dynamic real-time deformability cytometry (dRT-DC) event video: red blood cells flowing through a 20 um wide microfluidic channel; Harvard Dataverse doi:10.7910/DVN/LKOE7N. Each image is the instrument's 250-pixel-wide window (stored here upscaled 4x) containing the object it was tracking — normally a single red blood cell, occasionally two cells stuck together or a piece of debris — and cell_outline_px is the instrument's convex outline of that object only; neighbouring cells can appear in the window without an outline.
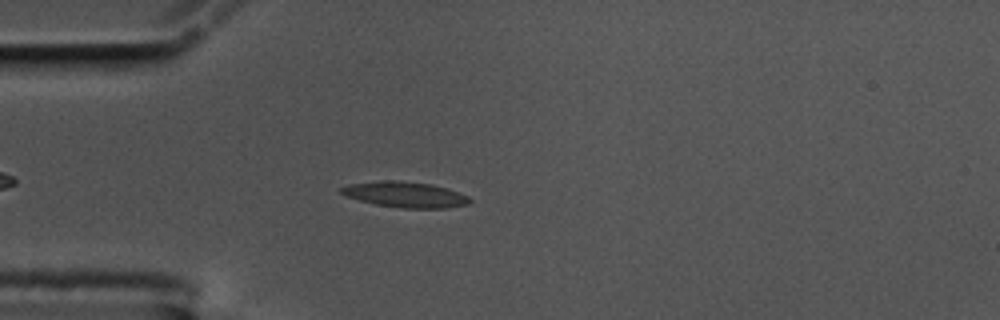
{"species": "common noctule bat (a hibernating species)", "species_latin": "Nyctalus noctula", "temperature_condition": "cold", "stored_images_in_passage": 50, "camera_frame_rate_fps": 3000, "um_per_image_px": 0.085, "animal": {"sex": "male", "body_mass_g": 17.5, "forearm_length_mm": 52.3}, "frame": {"image": 1, "passage_image": 7, "time_ms": 2.0, "image_size_px": [1000, 320], "cell_outline_px": [[472, 200], [468, 204], [448, 208], [404, 208], [376, 204], [360, 200], [348, 196], [340, 192], [340, 188], [348, 184], [380, 180], [396, 180], [432, 184], [468, 196]], "centroid_in_image_um": [34.43, 16.53], "position_along_channel_um": 50.6, "area_um2": 19.02}}
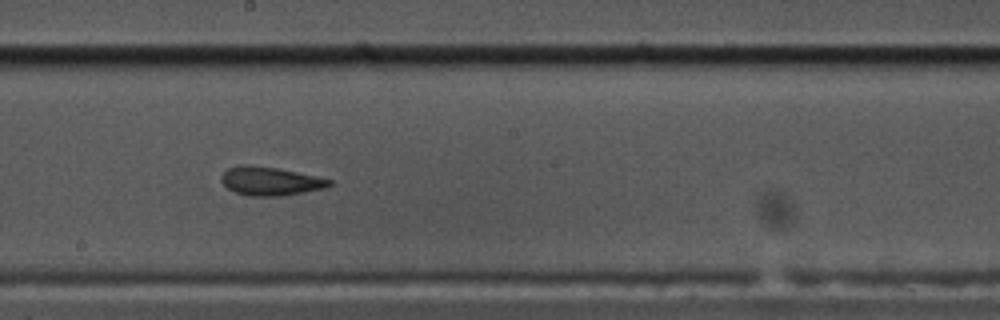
{"frame": {"image": 2, "passage_image": 23, "time_ms": 7.333, "image_size_px": [1000, 320], "cell_outline_px": [[332, 184], [324, 188], [284, 196], [248, 196], [236, 192], [228, 188], [220, 180], [220, 176], [228, 168], [240, 164], [248, 164], [276, 168], [296, 172], [332, 180]], "centroid_in_image_um": [22.93, 15.4], "position_along_channel_um": 225.3, "area_um2": 17.92}}
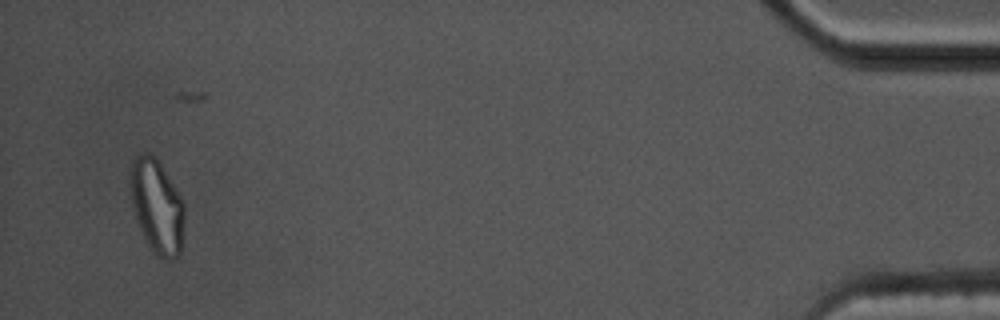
{"frame": {"image": 3, "passage_image": 47, "time_ms": 15.333, "image_size_px": [1000, 320], "cell_outline_px": [[184, 220], [180, 256], [168, 260], [164, 260], [148, 244], [140, 228], [132, 204], [128, 184], [132, 160], [140, 152], [148, 152], [160, 164], [184, 200]], "centroid_in_image_um": [13.33, 17.51], "position_along_channel_um": 421.9, "area_um2": 29.59}, "authors_computed_cell_mechanics": {"area_um2": 18.1781, "velocity_mm_per_s": 3.4661, "shape_relaxation_time_tau1_ms": null, "shape_relaxation_time_tau2_ms": 5.022, "deformation_change_tau1": null, "deformation_change_tau2": 0.12}}